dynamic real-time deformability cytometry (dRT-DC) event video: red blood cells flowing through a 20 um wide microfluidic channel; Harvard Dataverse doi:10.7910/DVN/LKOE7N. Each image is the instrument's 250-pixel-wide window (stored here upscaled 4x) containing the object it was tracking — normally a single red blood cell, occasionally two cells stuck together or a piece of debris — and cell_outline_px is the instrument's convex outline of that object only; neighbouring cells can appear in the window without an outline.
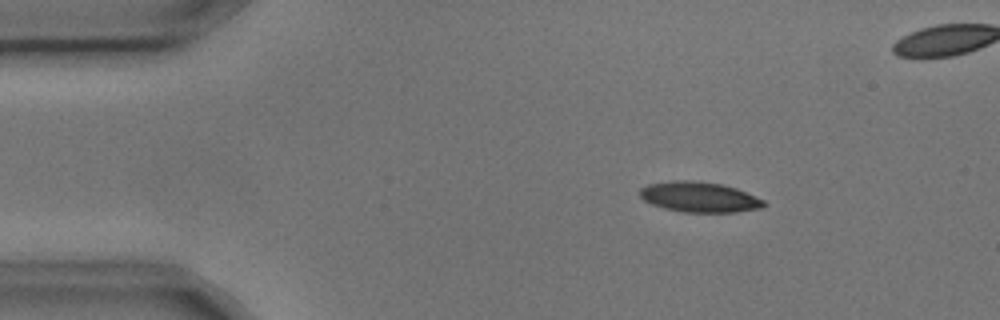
{"species": "common noctule bat (a hibernating species)", "species_latin": "Nyctalus noctula", "temperature_condition": "cold", "stored_images_in_passage": 4, "camera_frame_rate_fps": 3000, "um_per_image_px": 0.085, "animal": {"sex": "male", "body_mass_g": 17.9, "forearm_length_mm": 54.2}, "frame": {"image": 1, "passage_image": 2, "time_ms": 0.333, "image_size_px": [1000, 320], "cell_outline_px": [[768, 204], [764, 208], [736, 212], [684, 212], [664, 208], [652, 204], [644, 200], [640, 196], [640, 188], [648, 184], [672, 180], [692, 180], [720, 184], [736, 188], [764, 200]], "centroid_in_image_um": [59.46, 16.75], "position_along_channel_um": 25.5, "area_um2": 21.96}}